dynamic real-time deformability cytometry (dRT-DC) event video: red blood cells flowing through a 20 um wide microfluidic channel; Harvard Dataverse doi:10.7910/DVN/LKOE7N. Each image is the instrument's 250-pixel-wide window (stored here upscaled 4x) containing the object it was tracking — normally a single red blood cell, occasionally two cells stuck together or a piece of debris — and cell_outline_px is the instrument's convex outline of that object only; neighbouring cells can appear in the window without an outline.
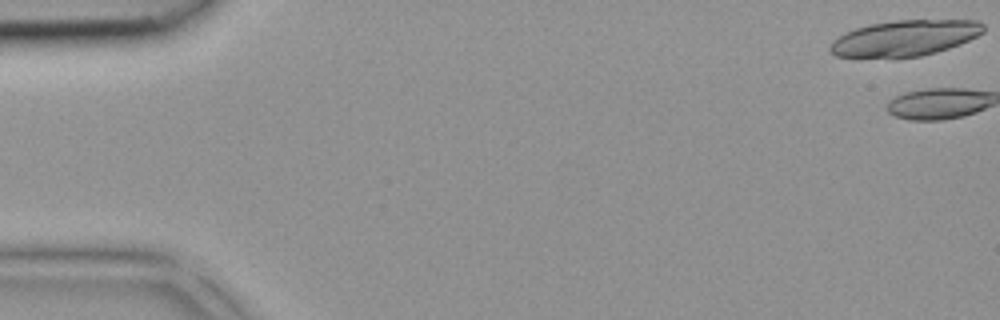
{"species": "common noctule bat (a hibernating species)", "species_latin": "Nyctalus noctula", "temperature_condition": "room temperature", "stored_images_in_passage": 2, "camera_frame_rate_fps": 3000, "um_per_image_px": 0.085, "animal": {"sex": "female", "body_mass_g": 18.4}, "frame": {"image": 1, "passage_image": 1, "time_ms": 0.0, "image_size_px": [1000, 320], "cell_outline_px": [[984, 32], [960, 44], [936, 52], [920, 56], [836, 56], [828, 52], [828, 48], [832, 40], [844, 32], [856, 28], [872, 24], [896, 20], [980, 20], [984, 24]], "centroid_in_image_um": [76.91, 3.21], "position_along_channel_um": 8.1, "area_um2": 31.67}}